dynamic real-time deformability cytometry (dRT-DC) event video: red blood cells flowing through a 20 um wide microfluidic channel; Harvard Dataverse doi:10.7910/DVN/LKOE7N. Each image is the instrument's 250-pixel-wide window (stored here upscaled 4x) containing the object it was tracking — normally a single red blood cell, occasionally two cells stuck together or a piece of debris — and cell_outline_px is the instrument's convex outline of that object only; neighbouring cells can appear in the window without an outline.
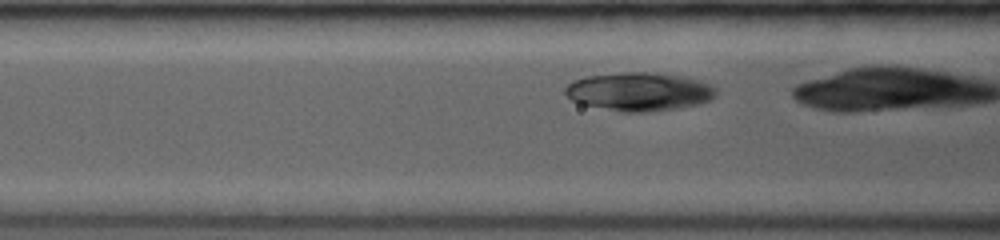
{"species": "common noctule bat (a hibernating species)", "species_latin": "Nyctalus noctula", "temperature_condition": "room temperature", "stored_images_in_passage": 25, "camera_frame_rate_fps": 3500, "um_per_image_px": 0.085, "animal": {"sex": "female", "body_mass_g": 19.0, "forearm_length_mm": 53.3}, "frame": {"image": 1, "passage_image": 9, "time_ms": 1.143, "image_size_px": [1000, 240], "cell_outline_px": [[716, 96], [712, 100], [700, 104], [676, 108], [648, 112], [620, 112], [580, 104], [572, 100], [564, 92], [564, 88], [572, 80], [588, 76], [624, 72], [652, 72], [680, 76], [700, 80], [716, 88]], "centroid_in_image_um": [54.32, 7.79], "position_along_channel_um": 112.3, "area_um2": 33.99}}